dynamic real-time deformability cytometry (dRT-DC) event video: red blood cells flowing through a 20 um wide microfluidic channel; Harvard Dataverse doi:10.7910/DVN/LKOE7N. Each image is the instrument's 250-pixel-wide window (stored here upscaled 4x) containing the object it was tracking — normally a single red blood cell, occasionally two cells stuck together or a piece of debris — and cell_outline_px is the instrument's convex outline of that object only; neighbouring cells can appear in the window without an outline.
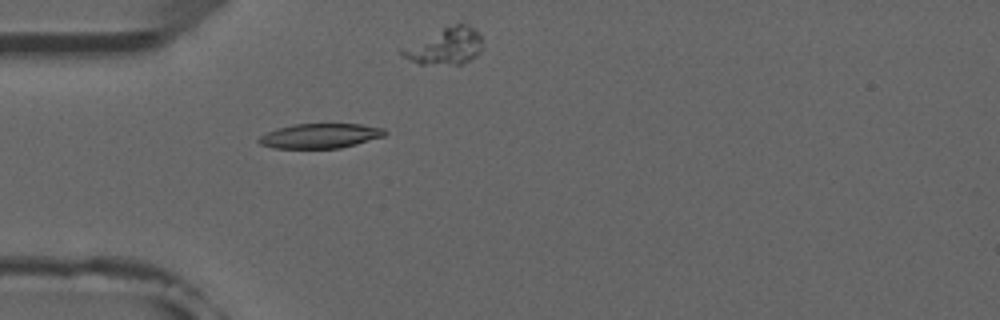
{"species": "common noctule bat (a hibernating species)", "species_latin": "Nyctalus noctula", "temperature_condition": "room temperature", "stored_images_in_passage": 10, "camera_frame_rate_fps": 3000, "um_per_image_px": 0.085, "animal": {"sex": "male", "forearm_length_mm": 52.5}, "frame": {"image": 1, "passage_image": 4, "time_ms": 4.333, "image_size_px": [1000, 320], "cell_outline_px": [[388, 132], [384, 136], [356, 144], [340, 148], [272, 148], [260, 144], [256, 140], [260, 136], [276, 128], [292, 124], [360, 124], [384, 128]], "centroid_in_image_um": [27.2, 11.54], "position_along_channel_um": 57.8, "area_um2": 18.21}}
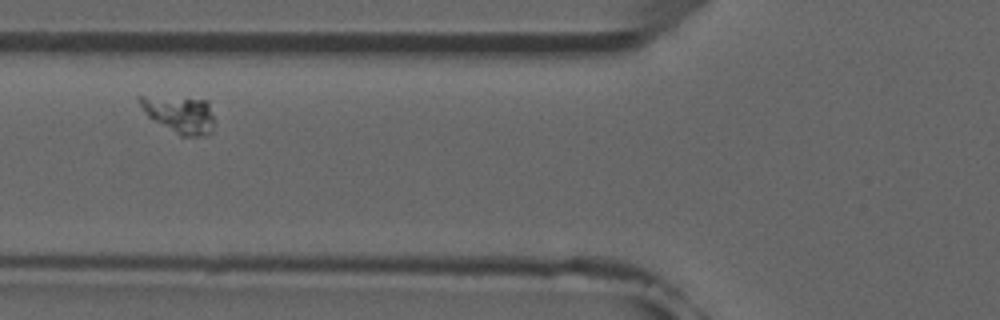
{"frame": {"image": 2, "passage_image": 6, "time_ms": 6.667, "image_size_px": [1000, 320], "cell_outline_px": [[212, 132], [208, 136], [180, 136], [152, 120], [148, 116], [136, 100], [136, 96], [144, 96], [208, 100], [212, 112]], "centroid_in_image_um": [15.25, 9.74], "position_along_channel_um": 110.5, "area_um2": 16.13}}
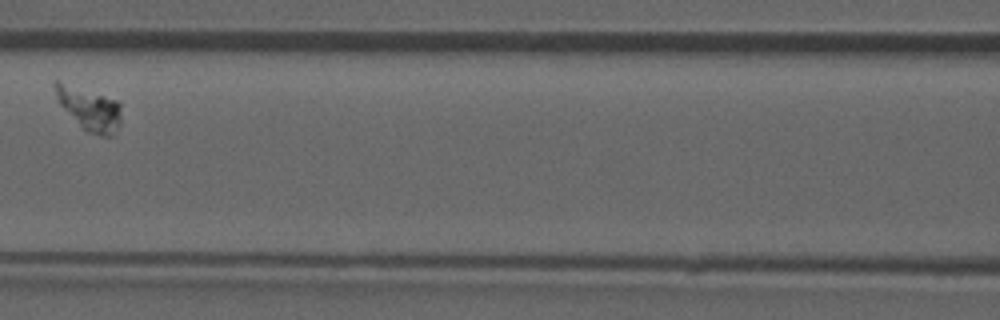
{"frame": {"image": 3, "passage_image": 7, "time_ms": 8.0, "image_size_px": [1000, 320], "cell_outline_px": [[120, 124], [112, 136], [104, 136], [88, 132], [60, 104], [56, 96], [52, 84], [52, 80], [60, 80], [116, 100], [120, 104]], "centroid_in_image_um": [7.57, 9.2], "position_along_channel_um": 159.0, "area_um2": 16.24}}